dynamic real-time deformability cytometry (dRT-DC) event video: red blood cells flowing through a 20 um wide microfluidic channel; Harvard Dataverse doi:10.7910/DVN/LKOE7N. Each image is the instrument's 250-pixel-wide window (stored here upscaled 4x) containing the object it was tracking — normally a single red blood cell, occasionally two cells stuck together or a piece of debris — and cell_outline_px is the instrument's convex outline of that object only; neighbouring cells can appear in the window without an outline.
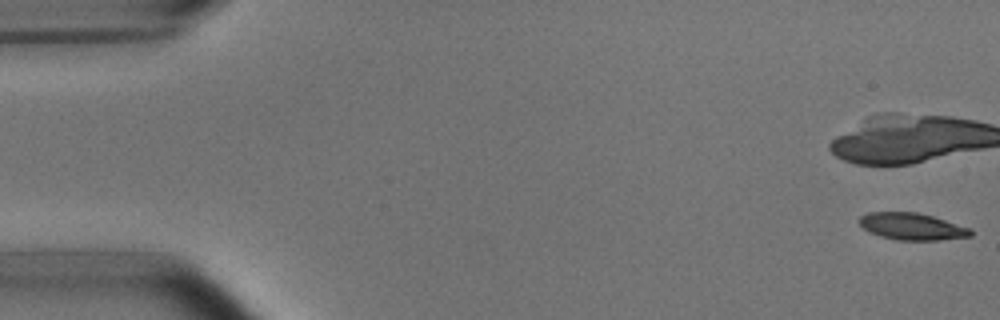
{"species": "common noctule bat (a hibernating species)", "species_latin": "Nyctalus noctula", "temperature_condition": "room temperature", "stored_images_in_passage": 6, "camera_frame_rate_fps": 3000, "um_per_image_px": 0.085, "animal": {"sex": "male", "body_mass_g": 15.6}, "frame": {"image": 1, "passage_image": 1, "time_ms": 0.0, "image_size_px": [1000, 320], "cell_outline_px": [[972, 236], [940, 240], [896, 240], [880, 236], [868, 232], [860, 224], [860, 216], [868, 212], [916, 212], [932, 216], [972, 228]], "centroid_in_image_um": [77.53, 19.25], "position_along_channel_um": 7.5, "area_um2": 17.51}}
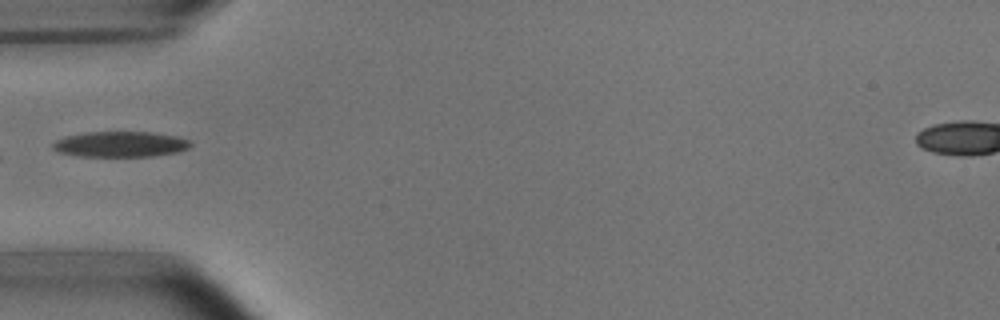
{"frame": {"image": 2, "passage_image": 6, "time_ms": 6.0, "image_size_px": [1000, 320], "cell_outline_px": [[192, 144], [188, 148], [176, 152], [152, 156], [80, 156], [60, 152], [52, 148], [52, 144], [56, 140], [68, 136], [88, 132], [152, 132], [176, 136], [188, 140]], "centroid_in_image_um": [10.24, 12.25], "position_along_channel_um": 74.8, "area_um2": 20.23}}